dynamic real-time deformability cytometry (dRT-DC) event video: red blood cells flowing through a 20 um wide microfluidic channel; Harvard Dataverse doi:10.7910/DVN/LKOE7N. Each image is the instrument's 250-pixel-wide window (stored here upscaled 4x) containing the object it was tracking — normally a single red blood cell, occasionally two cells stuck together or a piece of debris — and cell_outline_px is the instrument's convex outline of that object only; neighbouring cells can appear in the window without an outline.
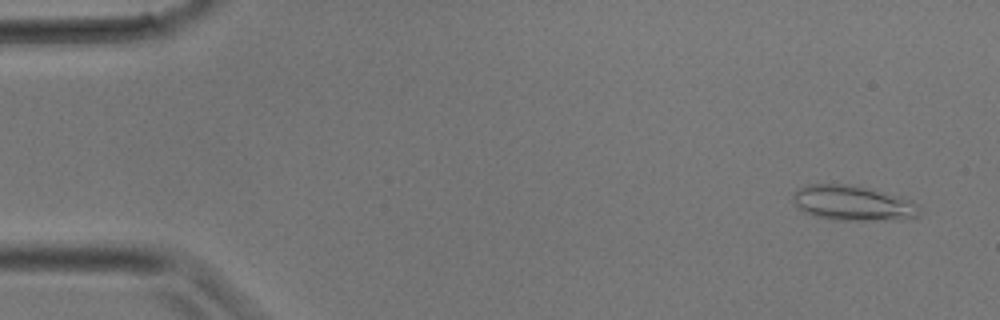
{"species": "common noctule bat (a hibernating species)", "species_latin": "Nyctalus noctula", "temperature_condition": "room temperature", "stored_images_in_passage": 2, "camera_frame_rate_fps": 3000, "um_per_image_px": 0.085, "animal": {"sex": "male", "body_mass_g": 17.9}, "frame": {"image": 1, "passage_image": 2, "time_ms": 0.333, "image_size_px": [1000, 320], "cell_outline_px": [[924, 212], [920, 216], [872, 220], [828, 220], [804, 212], [792, 200], [792, 192], [796, 188], [808, 184], [848, 184], [900, 196], [916, 204]], "centroid_in_image_um": [72.43, 17.26], "position_along_channel_um": 12.6, "area_um2": 25.72}}